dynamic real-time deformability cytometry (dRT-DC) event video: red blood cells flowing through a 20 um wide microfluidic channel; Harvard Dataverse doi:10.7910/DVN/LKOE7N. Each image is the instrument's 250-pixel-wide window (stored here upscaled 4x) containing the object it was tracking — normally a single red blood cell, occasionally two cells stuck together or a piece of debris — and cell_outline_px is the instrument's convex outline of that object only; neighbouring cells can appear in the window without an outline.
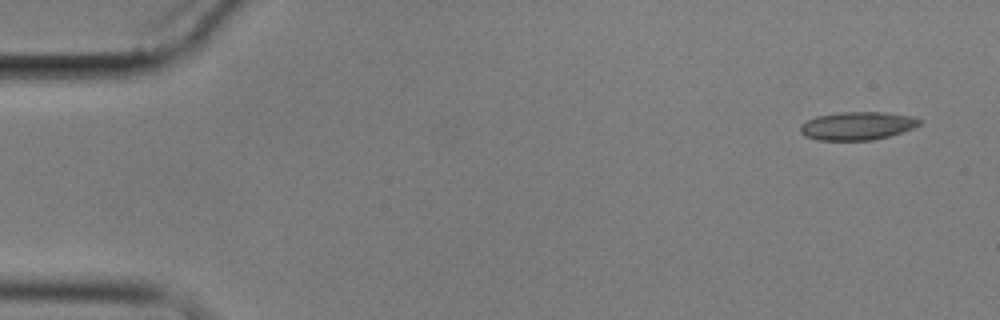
{"species": "common noctule bat (a hibernating species)", "species_latin": "Nyctalus noctula", "temperature_condition": "cold", "stored_images_in_passage": 4, "camera_frame_rate_fps": 3000, "um_per_image_px": 0.085, "animal": {"sex": "male", "body_mass_g": 17.9}, "frame": {"image": 1, "passage_image": 1, "time_ms": 0.0, "image_size_px": [1000, 320], "cell_outline_px": [[924, 120], [920, 124], [912, 128], [888, 136], [872, 140], [816, 140], [804, 136], [800, 132], [800, 124], [816, 116], [840, 112], [884, 112], [912, 116]], "centroid_in_image_um": [72.85, 10.69], "position_along_channel_um": 12.2, "area_um2": 19.59}}
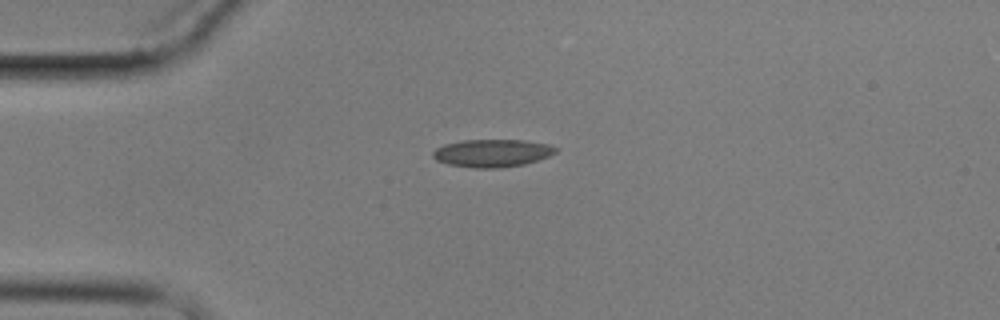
{"frame": {"image": 2, "passage_image": 4, "time_ms": 3.667, "image_size_px": [1000, 320], "cell_outline_px": [[556, 152], [548, 156], [524, 164], [500, 168], [476, 168], [448, 164], [436, 160], [432, 156], [432, 152], [436, 148], [444, 144], [464, 140], [524, 140], [548, 144], [556, 148]], "centroid_in_image_um": [41.8, 13.01], "position_along_channel_um": 43.2, "area_um2": 19.71}}